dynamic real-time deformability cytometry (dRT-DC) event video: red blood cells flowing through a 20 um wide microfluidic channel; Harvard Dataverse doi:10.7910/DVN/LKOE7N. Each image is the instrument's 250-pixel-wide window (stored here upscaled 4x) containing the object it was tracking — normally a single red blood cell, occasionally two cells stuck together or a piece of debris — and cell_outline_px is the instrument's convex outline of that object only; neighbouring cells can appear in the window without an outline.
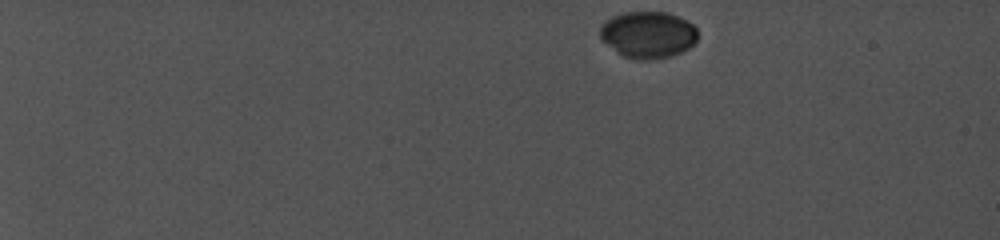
{"species": "common noctule bat (a hibernating species)", "species_latin": "Nyctalus noctula", "temperature_condition": "cold", "stored_images_in_passage": 46, "camera_frame_rate_fps": 5000, "um_per_image_px": 0.085, "animal": {"sex": "female", "body_mass_g": 19.0, "forearm_length_mm": 56.7}, "frame": {"image": 1, "passage_image": 1, "time_ms": 0.0, "image_size_px": [1000, 240], "cell_outline_px": [[696, 40], [688, 48], [672, 56], [652, 60], [636, 60], [624, 56], [608, 44], [600, 36], [600, 28], [604, 20], [612, 16], [624, 12], [668, 12], [688, 20], [696, 28]], "centroid_in_image_um": [55.09, 2.94], "position_along_channel_um": 29.9, "area_um2": 26.53}}
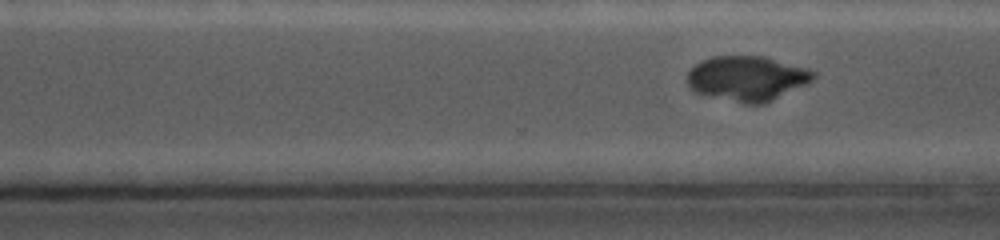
{"frame": {"image": 2, "passage_image": 35, "time_ms": 11.4, "image_size_px": [1000, 240], "cell_outline_px": [[816, 76], [812, 80], [764, 104], [744, 104], [696, 92], [688, 88], [688, 72], [700, 60], [712, 56], [764, 56], [808, 68], [816, 72]], "centroid_in_image_um": [63.49, 6.65], "position_along_channel_um": 307.1, "area_um2": 32.83}}
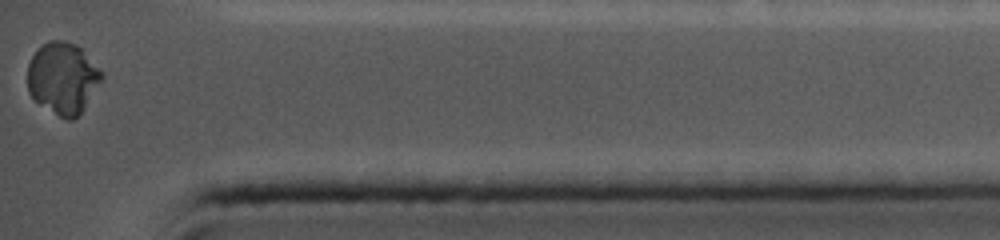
{"frame": {"image": 3, "passage_image": 46, "time_ms": 14.6, "image_size_px": [1000, 240], "cell_outline_px": [[104, 76], [84, 108], [72, 120], [68, 120], [60, 116], [36, 100], [28, 92], [28, 64], [32, 56], [48, 40], [64, 40], [76, 44], [104, 72]], "centroid_in_image_um": [5.35, 6.61], "position_along_channel_um": 429.8, "area_um2": 30.46}}